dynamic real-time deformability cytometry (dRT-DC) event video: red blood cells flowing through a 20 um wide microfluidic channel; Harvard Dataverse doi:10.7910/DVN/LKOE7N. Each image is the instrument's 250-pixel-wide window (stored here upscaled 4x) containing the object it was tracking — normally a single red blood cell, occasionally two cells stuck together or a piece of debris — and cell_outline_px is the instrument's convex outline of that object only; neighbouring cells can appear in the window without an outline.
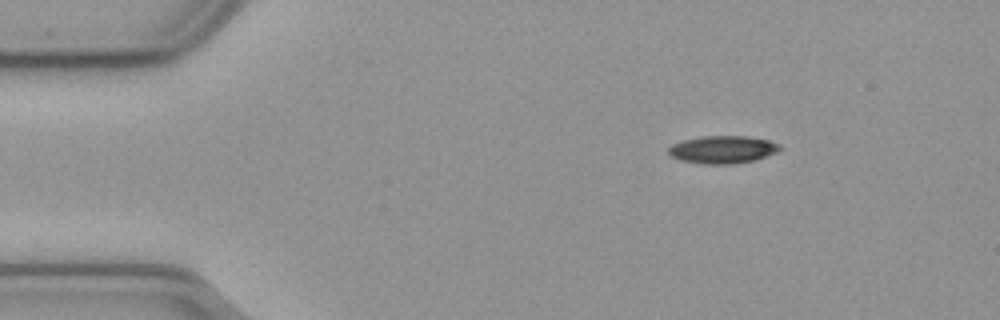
{"species": "common noctule bat (a hibernating species)", "species_latin": "Nyctalus noctula", "temperature_condition": "cold", "stored_images_in_passage": 49, "camera_frame_rate_fps": 3000, "um_per_image_px": 0.085, "animal": {"sex": "male", "body_mass_g": 23.1, "forearm_length_mm": 52.7}, "frame": {"image": 1, "passage_image": 1, "time_ms": 0.0, "image_size_px": [1000, 320], "cell_outline_px": [[784, 148], [776, 152], [756, 160], [736, 164], [704, 164], [680, 160], [672, 156], [668, 152], [668, 148], [672, 144], [684, 140], [704, 136], [744, 136], [768, 140], [780, 144]], "centroid_in_image_um": [61.46, 12.72], "position_along_channel_um": 23.5, "area_um2": 17.98}}
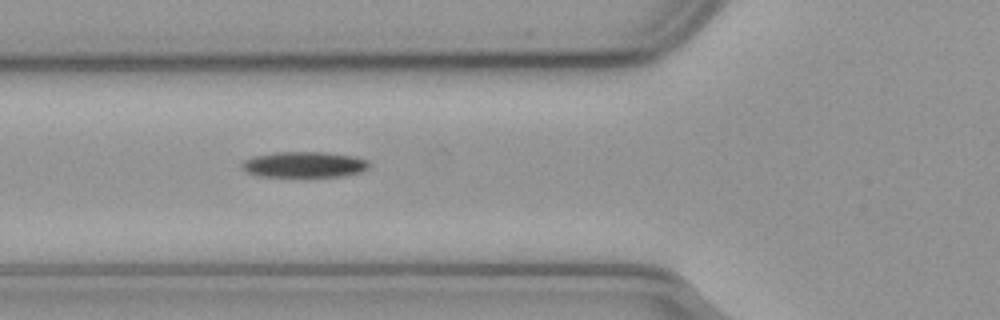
{"frame": {"image": 2, "passage_image": 13, "time_ms": 4.0, "image_size_px": [1000, 320], "cell_outline_px": [[368, 168], [360, 172], [340, 176], [260, 176], [244, 172], [240, 168], [240, 164], [244, 160], [252, 156], [276, 152], [324, 152], [352, 156], [368, 160]], "centroid_in_image_um": [25.78, 13.98], "position_along_channel_um": 100.0, "area_um2": 19.07}}
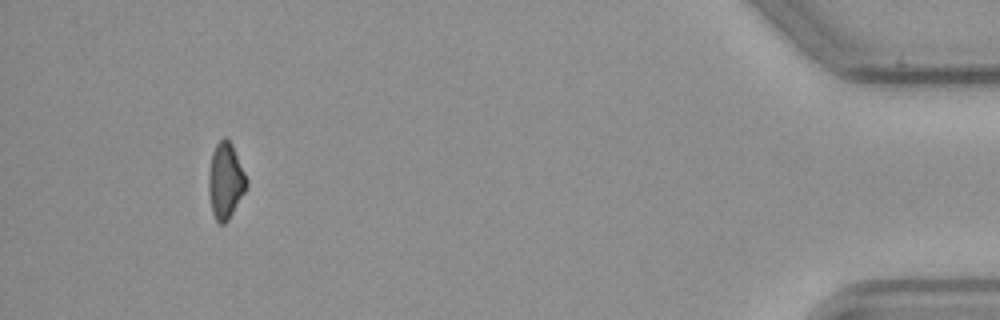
{"frame": {"image": 3, "passage_image": 45, "time_ms": 14.667, "image_size_px": [1000, 320], "cell_outline_px": [[248, 184], [244, 192], [228, 220], [224, 224], [220, 224], [216, 220], [212, 212], [208, 192], [208, 176], [212, 152], [216, 144], [224, 136], [232, 144], [248, 180]], "centroid_in_image_um": [19.16, 15.36], "position_along_channel_um": 416.0, "area_um2": 16.7}, "authors_computed_cell_mechanics": {"area_um2": 18.3804, "velocity_mm_per_s": 3.6655, "shape_relaxation_time_tau1_ms": 5.399, "shape_relaxation_time_tau2_ms": null, "deformation_change_tau1": 0.1281, "deformation_change_tau2": null}}